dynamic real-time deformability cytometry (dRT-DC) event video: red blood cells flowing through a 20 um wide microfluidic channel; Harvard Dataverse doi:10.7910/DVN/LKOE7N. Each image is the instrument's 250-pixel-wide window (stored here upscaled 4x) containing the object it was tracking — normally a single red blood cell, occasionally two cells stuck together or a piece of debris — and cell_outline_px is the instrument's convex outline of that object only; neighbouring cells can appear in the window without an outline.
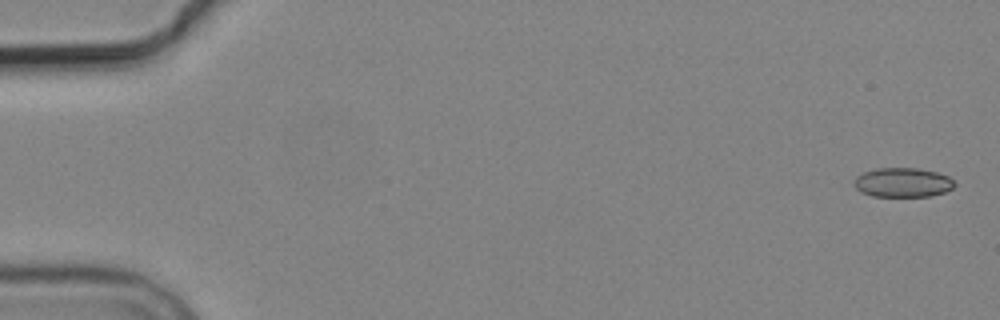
{"species": "common noctule bat (a hibernating species)", "species_latin": "Nyctalus noctula", "temperature_condition": "cold", "stored_images_in_passage": 5, "camera_frame_rate_fps": 3000, "um_per_image_px": 0.085, "animal": {"sex": "male", "body_mass_g": 19.2, "forearm_length_mm": 51.8}, "frame": {"image": 1, "passage_image": 1, "time_ms": 0.0, "image_size_px": [1000, 320], "cell_outline_px": [[956, 184], [952, 188], [944, 192], [932, 196], [872, 196], [860, 192], [852, 184], [852, 180], [856, 176], [864, 172], [876, 168], [920, 168], [936, 172], [948, 176]], "centroid_in_image_um": [76.69, 15.51], "position_along_channel_um": 8.3, "area_um2": 17.34}}
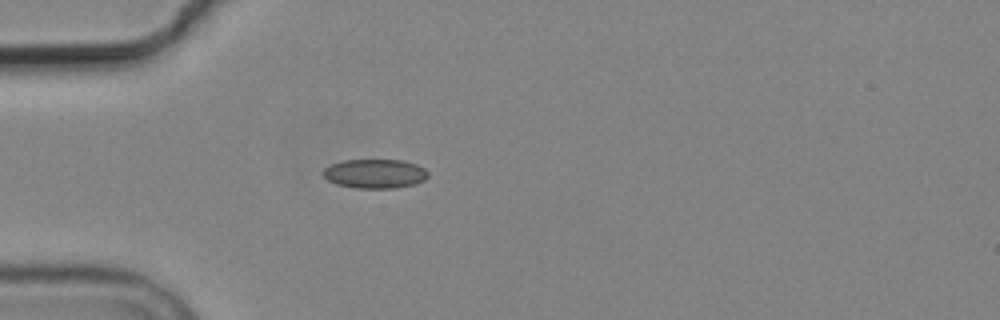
{"frame": {"image": 2, "passage_image": 5, "time_ms": 5.0, "image_size_px": [1000, 320], "cell_outline_px": [[428, 176], [424, 180], [416, 184], [396, 188], [356, 188], [336, 184], [328, 180], [320, 172], [324, 168], [332, 164], [344, 160], [404, 160], [416, 164], [424, 168], [428, 172]], "centroid_in_image_um": [31.87, 14.76], "position_along_channel_um": 53.1, "area_um2": 17.98}}